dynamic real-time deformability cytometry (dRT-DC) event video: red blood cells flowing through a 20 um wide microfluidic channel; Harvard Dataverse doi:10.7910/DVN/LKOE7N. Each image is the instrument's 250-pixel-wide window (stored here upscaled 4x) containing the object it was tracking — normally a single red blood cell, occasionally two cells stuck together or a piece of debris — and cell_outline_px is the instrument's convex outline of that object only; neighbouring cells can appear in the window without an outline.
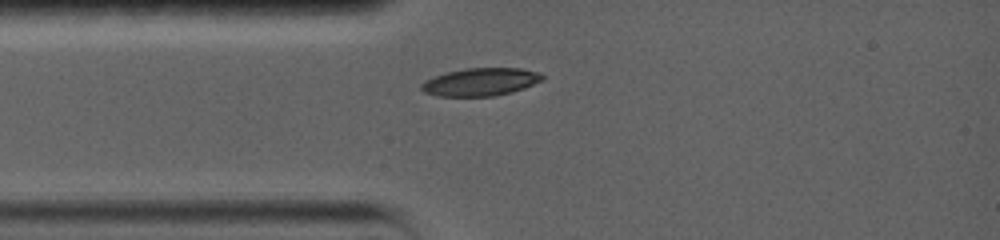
{"species": "common noctule bat (a hibernating species)", "species_latin": "Nyctalus noctula", "temperature_condition": "warm", "stored_images_in_passage": 45, "camera_frame_rate_fps": 5000, "um_per_image_px": 0.085, "animal": {"sex": "female", "body_mass_g": 19.0, "forearm_length_mm": 56.7}, "frame": {"image": 1, "passage_image": 1, "time_ms": 0.0, "image_size_px": [1000, 240], "cell_outline_px": [[544, 80], [524, 88], [512, 92], [496, 96], [436, 96], [424, 92], [420, 88], [420, 84], [424, 80], [444, 72], [464, 68], [520, 68], [540, 72], [544, 76]], "centroid_in_image_um": [40.84, 6.96], "position_along_channel_um": 44.2, "area_um2": 19.94}}
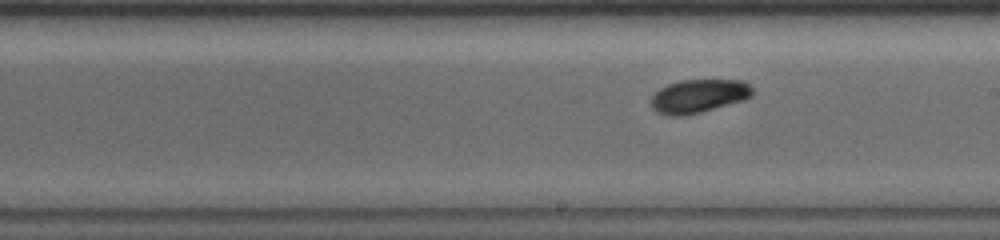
{"frame": {"image": 2, "passage_image": 26, "time_ms": 5.0, "image_size_px": [1000, 240], "cell_outline_px": [[756, 92], [752, 96], [744, 100], [700, 112], [684, 116], [668, 116], [656, 112], [652, 108], [648, 100], [660, 88], [668, 84], [680, 80], [744, 80]], "centroid_in_image_um": [59.37, 8.17], "position_along_channel_um": 229.6, "area_um2": 20.06}}
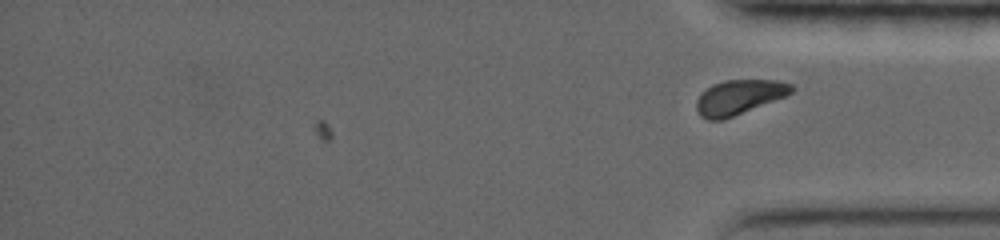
{"frame": {"image": 3, "passage_image": 45, "time_ms": 8.8, "image_size_px": [1000, 240], "cell_outline_px": [[792, 92], [784, 96], [724, 120], [708, 120], [700, 116], [696, 108], [696, 100], [700, 92], [712, 84], [724, 80], [776, 80], [792, 84]], "centroid_in_image_um": [62.74, 8.26], "position_along_channel_um": 372.5, "area_um2": 19.13}, "authors_computed_cell_mechanics": {"area_um2": 19.8832, "velocity_mm_per_s": 3.7504, "shape_relaxation_time_tau1_ms": 1.9459, "shape_relaxation_time_tau2_ms": null, "deformation_change_tau1": 0.0909, "deformation_change_tau2": null}}